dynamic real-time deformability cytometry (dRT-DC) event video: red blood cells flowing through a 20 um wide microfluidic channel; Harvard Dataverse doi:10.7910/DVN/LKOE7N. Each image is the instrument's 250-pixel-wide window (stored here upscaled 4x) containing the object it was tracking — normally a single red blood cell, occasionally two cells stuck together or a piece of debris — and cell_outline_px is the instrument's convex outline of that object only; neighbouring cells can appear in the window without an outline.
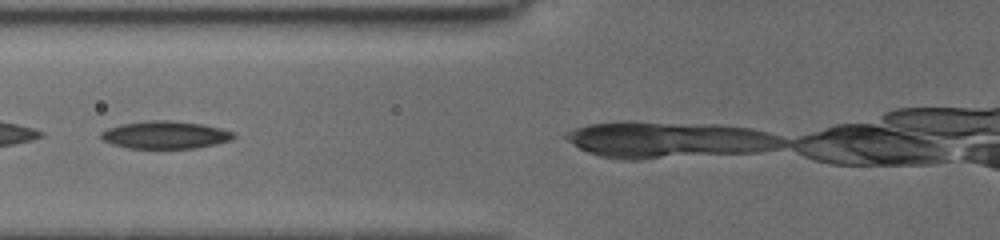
{"species": "common noctule bat (a hibernating species)", "species_latin": "Nyctalus noctula", "temperature_condition": "cold", "stored_images_in_passage": 20, "camera_frame_rate_fps": 3000, "um_per_image_px": 0.085, "animal": {"sex": "female", "body_mass_g": 19.5, "forearm_length_mm": 54.1}, "frame": {"image": 1, "passage_image": 8, "time_ms": 1.667, "image_size_px": [1000, 240], "cell_outline_px": [[236, 136], [232, 140], [216, 144], [196, 148], [128, 148], [112, 144], [104, 140], [100, 136], [100, 132], [108, 128], [120, 124], [144, 120], [168, 120], [200, 124], [220, 128], [236, 132]], "centroid_in_image_um": [14.06, 11.46], "position_along_channel_um": 111.7, "area_um2": 21.44}}